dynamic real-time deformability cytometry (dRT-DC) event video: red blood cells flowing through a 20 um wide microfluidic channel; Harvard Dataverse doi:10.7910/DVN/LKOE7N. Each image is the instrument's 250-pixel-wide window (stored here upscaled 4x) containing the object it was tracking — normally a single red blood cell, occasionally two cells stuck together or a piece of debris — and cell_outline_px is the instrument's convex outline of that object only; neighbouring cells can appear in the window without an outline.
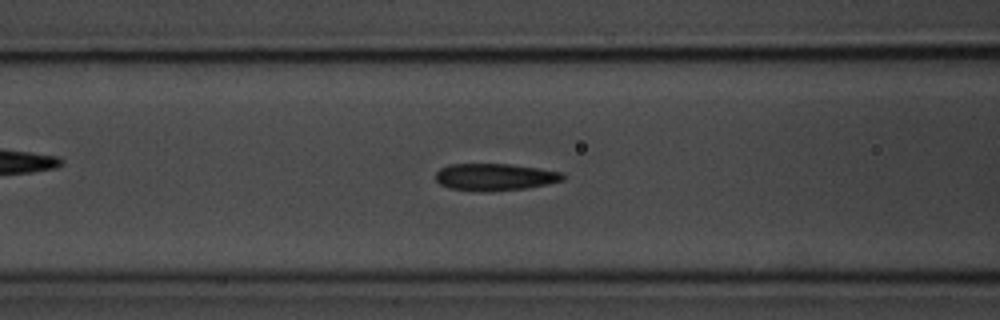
{"species": "common noctule bat (a hibernating species)", "species_latin": "Nyctalus noctula", "temperature_condition": "room temperature", "stored_images_in_passage": 38, "camera_frame_rate_fps": 3000, "um_per_image_px": 0.085, "animal": {"sex": "male", "body_mass_g": 20.1, "forearm_length_mm": 53.5}, "frame": {"image": 1, "passage_image": 5, "time_ms": 1.333, "image_size_px": [1000, 320], "cell_outline_px": [[564, 180], [548, 184], [528, 188], [492, 192], [484, 192], [448, 188], [440, 184], [436, 180], [436, 172], [440, 168], [448, 164], [512, 164], [540, 168], [564, 172]], "centroid_in_image_um": [42.09, 15.05], "position_along_channel_um": 124.5, "area_um2": 20.46}}
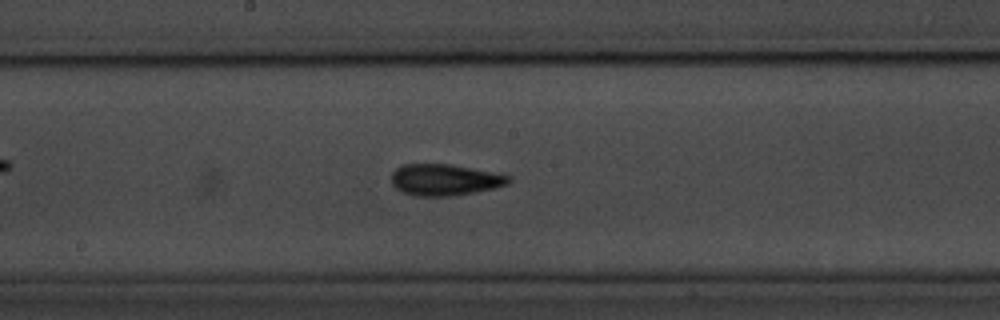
{"frame": {"image": 2, "passage_image": 12, "time_ms": 3.667, "image_size_px": [1000, 320], "cell_outline_px": [[512, 180], [508, 184], [496, 188], [452, 196], [412, 196], [396, 188], [392, 184], [392, 172], [400, 164], [452, 164], [512, 176]], "centroid_in_image_um": [37.81, 15.28], "position_along_channel_um": 210.4, "area_um2": 21.62}}
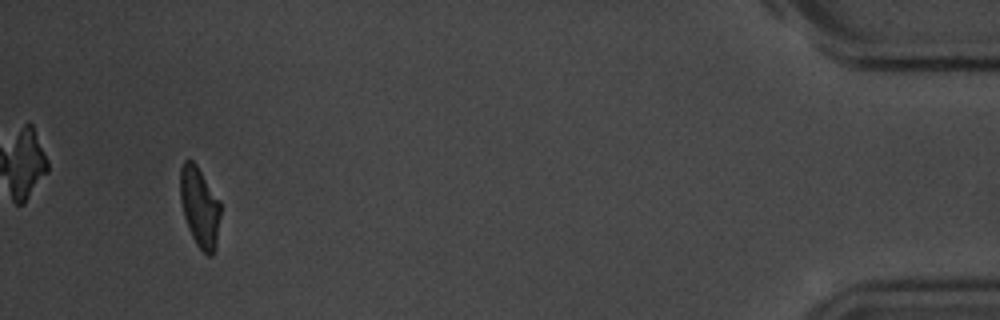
{"frame": {"image": 3, "passage_image": 35, "time_ms": 11.333, "image_size_px": [1000, 320], "cell_outline_px": [[220, 216], [216, 248], [212, 256], [208, 256], [196, 244], [188, 228], [184, 216], [180, 200], [180, 168], [184, 160], [192, 160], [196, 164], [220, 200]], "centroid_in_image_um": [16.97, 17.6], "position_along_channel_um": 418.2, "area_um2": 18.9}}